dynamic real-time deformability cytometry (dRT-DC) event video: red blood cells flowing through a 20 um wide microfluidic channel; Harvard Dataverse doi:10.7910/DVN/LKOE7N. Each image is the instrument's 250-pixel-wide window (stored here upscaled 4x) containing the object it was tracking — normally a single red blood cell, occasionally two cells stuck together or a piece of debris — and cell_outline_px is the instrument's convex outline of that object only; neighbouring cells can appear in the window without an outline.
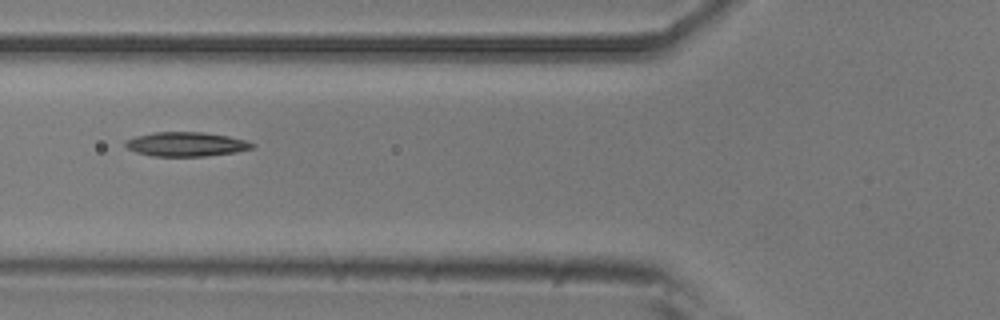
{"species": "common noctule bat (a hibernating species)", "species_latin": "Nyctalus noctula", "temperature_condition": "room temperature", "stored_images_in_passage": 6, "camera_frame_rate_fps": 3000, "um_per_image_px": 0.085, "animal": {"sex": "male", "body_mass_g": 20.5, "forearm_length_mm": 52.5}, "frame": {"image": 1, "passage_image": 6, "time_ms": 1.667, "image_size_px": [1000, 320], "cell_outline_px": [[256, 144], [252, 148], [236, 152], [204, 156], [152, 156], [136, 152], [128, 148], [124, 144], [124, 140], [136, 136], [156, 132], [204, 132], [228, 136], [244, 140]], "centroid_in_image_um": [15.8, 12.25], "position_along_channel_um": 110.0, "area_um2": 17.86}}